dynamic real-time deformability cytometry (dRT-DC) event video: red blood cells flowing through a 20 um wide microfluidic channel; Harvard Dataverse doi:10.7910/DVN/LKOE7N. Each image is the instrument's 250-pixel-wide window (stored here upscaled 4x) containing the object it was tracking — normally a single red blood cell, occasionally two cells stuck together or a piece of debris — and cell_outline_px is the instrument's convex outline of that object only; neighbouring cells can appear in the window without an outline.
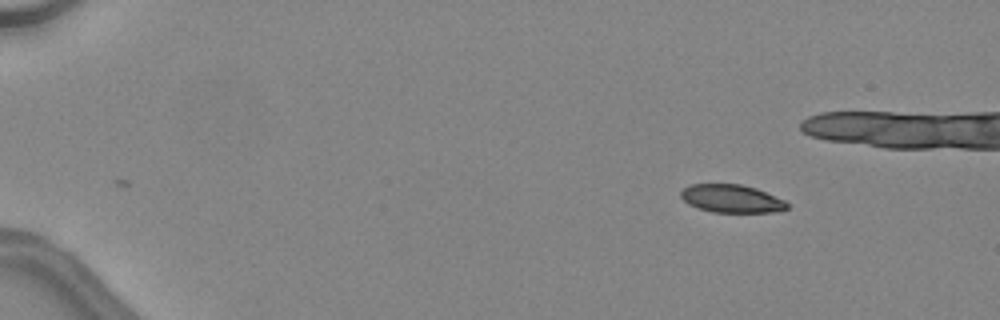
{"species": "common noctule bat (a hibernating species)", "species_latin": "Nyctalus noctula", "temperature_condition": "warm", "stored_images_in_passage": 43, "camera_frame_rate_fps": 3000, "um_per_image_px": 0.085, "animal": {"sex": "female", "body_mass_g": 24.6, "forearm_length_mm": 56.2}, "frame": {"image": 1, "passage_image": 1, "time_ms": 0.0, "image_size_px": [1000, 320], "cell_outline_px": [[788, 208], [776, 212], [712, 212], [688, 204], [680, 196], [680, 192], [688, 184], [740, 184], [756, 188], [784, 200], [788, 204]], "centroid_in_image_um": [62.17, 16.88], "position_along_channel_um": 22.8, "area_um2": 17.28}}
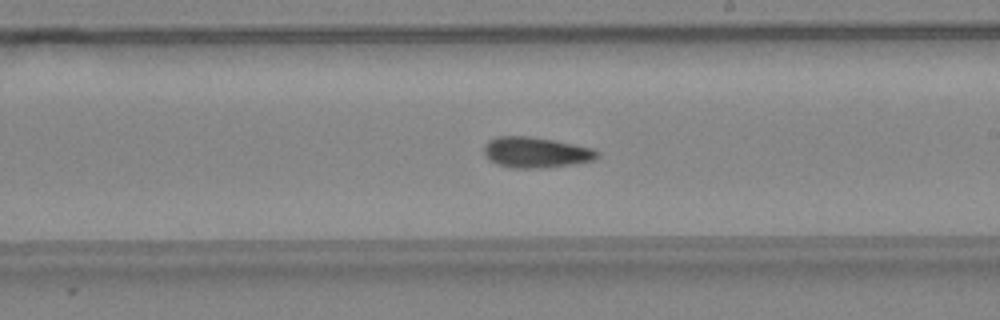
{"frame": {"image": 2, "passage_image": 24, "time_ms": 7.667, "image_size_px": [1000, 320], "cell_outline_px": [[600, 156], [592, 160], [544, 168], [508, 168], [496, 164], [484, 152], [484, 144], [488, 140], [496, 136], [528, 136], [552, 140], [592, 148], [600, 152]], "centroid_in_image_um": [45.51, 12.95], "position_along_channel_um": 243.5, "area_um2": 20.06}}
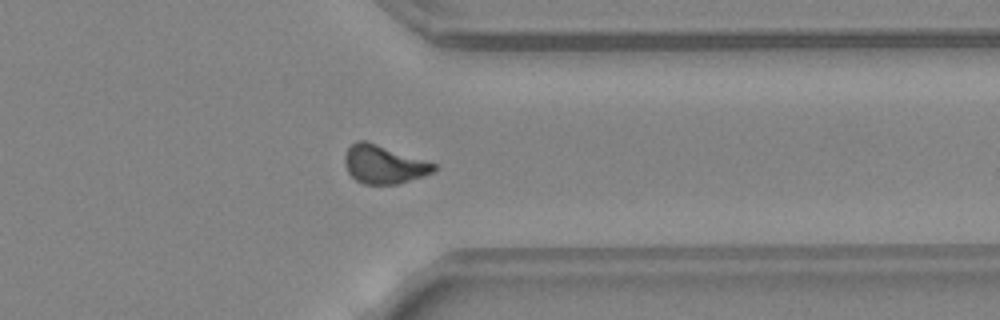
{"frame": {"image": 3, "passage_image": 33, "time_ms": 10.667, "image_size_px": [1000, 320], "cell_outline_px": [[436, 172], [424, 176], [396, 184], [364, 184], [356, 180], [348, 172], [344, 164], [344, 156], [348, 148], [356, 140], [368, 140], [436, 164]], "centroid_in_image_um": [32.62, 13.96], "position_along_channel_um": 378.8, "area_um2": 20.06}, "authors_computed_cell_mechanics": {"area_um2": 19.4786, "velocity_mm_per_s": 4.5359, "shape_relaxation_time_tau1_ms": null, "shape_relaxation_time_tau2_ms": 4.9752, "deformation_change_tau1": null, "deformation_change_tau2": 0.1369}}